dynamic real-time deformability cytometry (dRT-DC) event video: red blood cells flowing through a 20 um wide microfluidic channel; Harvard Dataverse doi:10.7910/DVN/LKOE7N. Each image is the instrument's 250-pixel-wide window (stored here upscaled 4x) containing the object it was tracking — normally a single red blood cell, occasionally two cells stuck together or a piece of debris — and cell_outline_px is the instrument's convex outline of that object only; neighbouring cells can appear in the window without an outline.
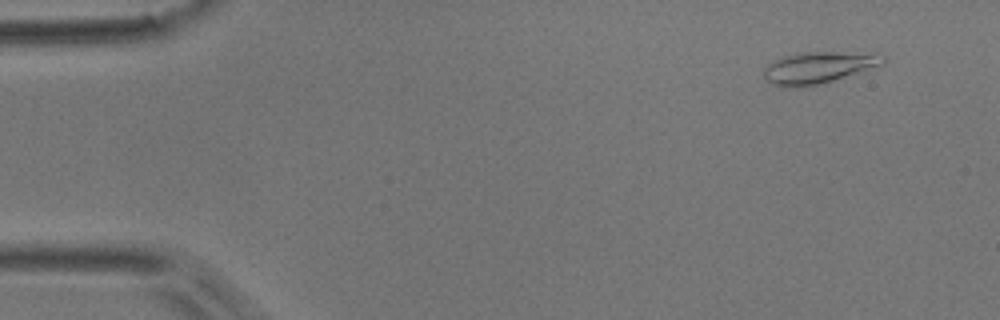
{"species": "common noctule bat (a hibernating species)", "species_latin": "Nyctalus noctula", "temperature_condition": "room temperature", "stored_images_in_passage": 54, "camera_frame_rate_fps": 3000, "um_per_image_px": 0.085, "animal": {"sex": "male", "body_mass_g": 17.9}, "frame": {"image": 1, "passage_image": 4, "time_ms": 1.0, "image_size_px": [1000, 320], "cell_outline_px": [[884, 64], [832, 80], [816, 84], [796, 88], [772, 84], [764, 76], [764, 68], [772, 60], [784, 56], [800, 52], [880, 52], [884, 56]], "centroid_in_image_um": [69.58, 5.71], "position_along_channel_um": 15.4, "area_um2": 21.91}}
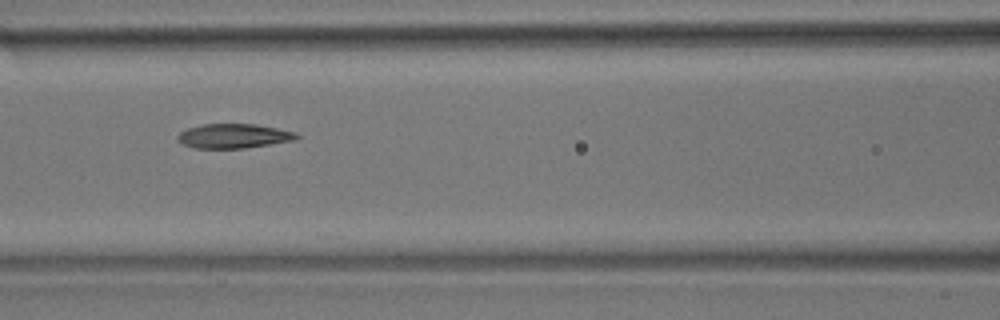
{"frame": {"image": 2, "passage_image": 23, "time_ms": 7.333, "image_size_px": [1000, 320], "cell_outline_px": [[300, 136], [296, 140], [244, 148], [196, 148], [184, 144], [176, 140], [176, 136], [180, 132], [188, 128], [204, 124], [256, 124], [296, 132]], "centroid_in_image_um": [19.87, 11.56], "position_along_channel_um": 146.7, "area_um2": 16.88}}
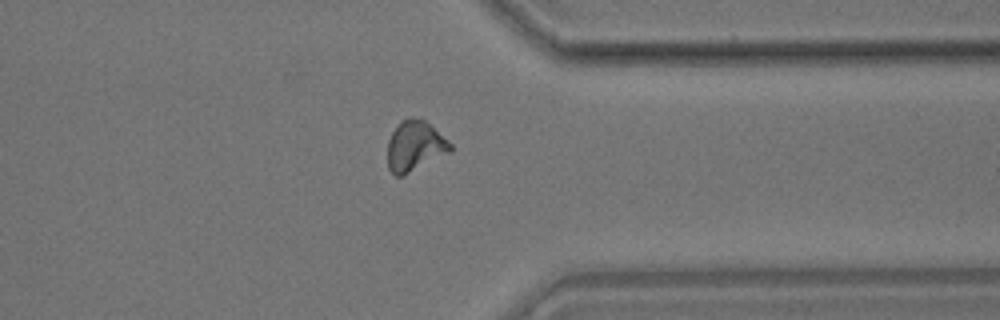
{"frame": {"image": 3, "passage_image": 42, "time_ms": 13.667, "image_size_px": [1000, 320], "cell_outline_px": [[452, 148], [448, 152], [400, 176], [396, 176], [388, 168], [388, 140], [392, 132], [400, 120], [408, 116], [412, 116], [424, 120], [448, 140], [452, 144]], "centroid_in_image_um": [35.23, 12.36], "position_along_channel_um": 376.2, "area_um2": 17.98}, "authors_computed_cell_mechanics": {"area_um2": 17.8602, "velocity_mm_per_s": 3.704, "shape_relaxation_time_tau1_ms": 5.3801, "shape_relaxation_time_tau2_ms": 2.6996, "deformation_change_tau1": 0.1891, "deformation_change_tau2": 0.1038}}